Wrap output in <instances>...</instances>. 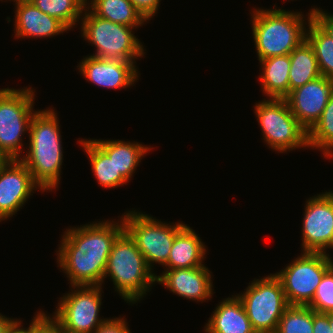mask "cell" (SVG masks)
<instances>
[{"mask_svg":"<svg viewBox=\"0 0 333 333\" xmlns=\"http://www.w3.org/2000/svg\"><path fill=\"white\" fill-rule=\"evenodd\" d=\"M124 230L120 221L102 220L64 231L56 251L70 286H102L112 245Z\"/></svg>","mask_w":333,"mask_h":333,"instance_id":"6da1fadb","label":"cell"},{"mask_svg":"<svg viewBox=\"0 0 333 333\" xmlns=\"http://www.w3.org/2000/svg\"><path fill=\"white\" fill-rule=\"evenodd\" d=\"M58 119L53 108L35 112L29 125V149L20 158L43 191L55 190L60 184L63 147Z\"/></svg>","mask_w":333,"mask_h":333,"instance_id":"7a4b0ae2","label":"cell"},{"mask_svg":"<svg viewBox=\"0 0 333 333\" xmlns=\"http://www.w3.org/2000/svg\"><path fill=\"white\" fill-rule=\"evenodd\" d=\"M312 11L305 19L302 12L284 9H255L251 14L252 37L258 60L290 54L306 40ZM307 20V21H305ZM307 22V23H306Z\"/></svg>","mask_w":333,"mask_h":333,"instance_id":"3957f363","label":"cell"},{"mask_svg":"<svg viewBox=\"0 0 333 333\" xmlns=\"http://www.w3.org/2000/svg\"><path fill=\"white\" fill-rule=\"evenodd\" d=\"M108 276L115 291L131 305L142 300L156 283V274L148 267L143 254L125 230L112 245L103 283Z\"/></svg>","mask_w":333,"mask_h":333,"instance_id":"277c9868","label":"cell"},{"mask_svg":"<svg viewBox=\"0 0 333 333\" xmlns=\"http://www.w3.org/2000/svg\"><path fill=\"white\" fill-rule=\"evenodd\" d=\"M80 21L82 37L96 48V53L91 56L135 64L136 59L144 56V46L133 31L139 27H128L102 19L87 7Z\"/></svg>","mask_w":333,"mask_h":333,"instance_id":"5b68a950","label":"cell"},{"mask_svg":"<svg viewBox=\"0 0 333 333\" xmlns=\"http://www.w3.org/2000/svg\"><path fill=\"white\" fill-rule=\"evenodd\" d=\"M33 89H0V156L3 160L20 159L24 153L22 135L29 132L31 118L36 112Z\"/></svg>","mask_w":333,"mask_h":333,"instance_id":"8992f818","label":"cell"},{"mask_svg":"<svg viewBox=\"0 0 333 333\" xmlns=\"http://www.w3.org/2000/svg\"><path fill=\"white\" fill-rule=\"evenodd\" d=\"M254 113L266 145L278 153L308 147V131L298 122L285 99L264 98Z\"/></svg>","mask_w":333,"mask_h":333,"instance_id":"52a82bcc","label":"cell"},{"mask_svg":"<svg viewBox=\"0 0 333 333\" xmlns=\"http://www.w3.org/2000/svg\"><path fill=\"white\" fill-rule=\"evenodd\" d=\"M236 296L256 333H275L283 312L290 306L275 274L255 278L243 293Z\"/></svg>","mask_w":333,"mask_h":333,"instance_id":"ba28073f","label":"cell"},{"mask_svg":"<svg viewBox=\"0 0 333 333\" xmlns=\"http://www.w3.org/2000/svg\"><path fill=\"white\" fill-rule=\"evenodd\" d=\"M124 230L143 254L148 267L167 263L175 235L186 225L182 222L165 223L153 216L136 210L125 212L122 216ZM155 263V264H153Z\"/></svg>","mask_w":333,"mask_h":333,"instance_id":"9c48e42d","label":"cell"},{"mask_svg":"<svg viewBox=\"0 0 333 333\" xmlns=\"http://www.w3.org/2000/svg\"><path fill=\"white\" fill-rule=\"evenodd\" d=\"M49 318L68 333H93L107 318H99L102 286H71Z\"/></svg>","mask_w":333,"mask_h":333,"instance_id":"30bf717a","label":"cell"},{"mask_svg":"<svg viewBox=\"0 0 333 333\" xmlns=\"http://www.w3.org/2000/svg\"><path fill=\"white\" fill-rule=\"evenodd\" d=\"M329 253L302 252L290 264L274 273L281 281L289 305L307 306L324 274L332 267Z\"/></svg>","mask_w":333,"mask_h":333,"instance_id":"8fae6325","label":"cell"},{"mask_svg":"<svg viewBox=\"0 0 333 333\" xmlns=\"http://www.w3.org/2000/svg\"><path fill=\"white\" fill-rule=\"evenodd\" d=\"M302 223V251L327 253L333 243V191L310 197Z\"/></svg>","mask_w":333,"mask_h":333,"instance_id":"7c38bea8","label":"cell"},{"mask_svg":"<svg viewBox=\"0 0 333 333\" xmlns=\"http://www.w3.org/2000/svg\"><path fill=\"white\" fill-rule=\"evenodd\" d=\"M38 189L44 192L20 159L2 160L0 162V219L4 221L13 217Z\"/></svg>","mask_w":333,"mask_h":333,"instance_id":"4fadbf2b","label":"cell"},{"mask_svg":"<svg viewBox=\"0 0 333 333\" xmlns=\"http://www.w3.org/2000/svg\"><path fill=\"white\" fill-rule=\"evenodd\" d=\"M333 95V79L320 76L290 91L284 98L298 122L309 131Z\"/></svg>","mask_w":333,"mask_h":333,"instance_id":"5bb4252c","label":"cell"},{"mask_svg":"<svg viewBox=\"0 0 333 333\" xmlns=\"http://www.w3.org/2000/svg\"><path fill=\"white\" fill-rule=\"evenodd\" d=\"M77 68L85 80L107 89L134 86L139 78L134 62L100 59L91 55L84 56Z\"/></svg>","mask_w":333,"mask_h":333,"instance_id":"9a60e30c","label":"cell"},{"mask_svg":"<svg viewBox=\"0 0 333 333\" xmlns=\"http://www.w3.org/2000/svg\"><path fill=\"white\" fill-rule=\"evenodd\" d=\"M212 272L208 267L164 269L156 275V283L163 284L170 292L187 300L206 302L213 293Z\"/></svg>","mask_w":333,"mask_h":333,"instance_id":"2e32d148","label":"cell"},{"mask_svg":"<svg viewBox=\"0 0 333 333\" xmlns=\"http://www.w3.org/2000/svg\"><path fill=\"white\" fill-rule=\"evenodd\" d=\"M15 2V38H50L69 29L57 18L39 10L29 0Z\"/></svg>","mask_w":333,"mask_h":333,"instance_id":"e0dca14e","label":"cell"},{"mask_svg":"<svg viewBox=\"0 0 333 333\" xmlns=\"http://www.w3.org/2000/svg\"><path fill=\"white\" fill-rule=\"evenodd\" d=\"M204 330L206 333H256L236 295L219 302Z\"/></svg>","mask_w":333,"mask_h":333,"instance_id":"ac0fdd59","label":"cell"},{"mask_svg":"<svg viewBox=\"0 0 333 333\" xmlns=\"http://www.w3.org/2000/svg\"><path fill=\"white\" fill-rule=\"evenodd\" d=\"M206 245L187 224L175 235L165 269L196 268L204 266Z\"/></svg>","mask_w":333,"mask_h":333,"instance_id":"d6986e66","label":"cell"},{"mask_svg":"<svg viewBox=\"0 0 333 333\" xmlns=\"http://www.w3.org/2000/svg\"><path fill=\"white\" fill-rule=\"evenodd\" d=\"M109 157L113 159L116 175H121L127 182L131 180L137 166L151 149L139 142L124 140L92 139Z\"/></svg>","mask_w":333,"mask_h":333,"instance_id":"ffe728a7","label":"cell"},{"mask_svg":"<svg viewBox=\"0 0 333 333\" xmlns=\"http://www.w3.org/2000/svg\"><path fill=\"white\" fill-rule=\"evenodd\" d=\"M261 90L268 98L284 99L289 94L290 56H273L259 60Z\"/></svg>","mask_w":333,"mask_h":333,"instance_id":"44dd1931","label":"cell"},{"mask_svg":"<svg viewBox=\"0 0 333 333\" xmlns=\"http://www.w3.org/2000/svg\"><path fill=\"white\" fill-rule=\"evenodd\" d=\"M86 7L102 19L128 27H142L147 23L131 0H86Z\"/></svg>","mask_w":333,"mask_h":333,"instance_id":"7402d4cb","label":"cell"},{"mask_svg":"<svg viewBox=\"0 0 333 333\" xmlns=\"http://www.w3.org/2000/svg\"><path fill=\"white\" fill-rule=\"evenodd\" d=\"M289 93L321 76L313 47L305 40L290 54Z\"/></svg>","mask_w":333,"mask_h":333,"instance_id":"603a6c76","label":"cell"},{"mask_svg":"<svg viewBox=\"0 0 333 333\" xmlns=\"http://www.w3.org/2000/svg\"><path fill=\"white\" fill-rule=\"evenodd\" d=\"M78 142L90 159L92 172L101 187L117 188L128 183L121 175H116L113 159H110L93 140L81 139Z\"/></svg>","mask_w":333,"mask_h":333,"instance_id":"cb8c5ba5","label":"cell"},{"mask_svg":"<svg viewBox=\"0 0 333 333\" xmlns=\"http://www.w3.org/2000/svg\"><path fill=\"white\" fill-rule=\"evenodd\" d=\"M306 40L313 47L321 76L333 79V39L313 19L308 23Z\"/></svg>","mask_w":333,"mask_h":333,"instance_id":"d4e9b609","label":"cell"},{"mask_svg":"<svg viewBox=\"0 0 333 333\" xmlns=\"http://www.w3.org/2000/svg\"><path fill=\"white\" fill-rule=\"evenodd\" d=\"M39 10L57 18L69 30L77 26L86 7V0H29Z\"/></svg>","mask_w":333,"mask_h":333,"instance_id":"484cf974","label":"cell"},{"mask_svg":"<svg viewBox=\"0 0 333 333\" xmlns=\"http://www.w3.org/2000/svg\"><path fill=\"white\" fill-rule=\"evenodd\" d=\"M321 151L324 158L333 159V95L320 117L308 131V148Z\"/></svg>","mask_w":333,"mask_h":333,"instance_id":"4316f807","label":"cell"},{"mask_svg":"<svg viewBox=\"0 0 333 333\" xmlns=\"http://www.w3.org/2000/svg\"><path fill=\"white\" fill-rule=\"evenodd\" d=\"M275 333H313V310L309 306L290 305Z\"/></svg>","mask_w":333,"mask_h":333,"instance_id":"83f0119b","label":"cell"},{"mask_svg":"<svg viewBox=\"0 0 333 333\" xmlns=\"http://www.w3.org/2000/svg\"><path fill=\"white\" fill-rule=\"evenodd\" d=\"M307 306L317 313H333V265L324 274L312 301Z\"/></svg>","mask_w":333,"mask_h":333,"instance_id":"f1b7e54d","label":"cell"},{"mask_svg":"<svg viewBox=\"0 0 333 333\" xmlns=\"http://www.w3.org/2000/svg\"><path fill=\"white\" fill-rule=\"evenodd\" d=\"M32 320L28 328H23L21 320L17 319L6 333H37L46 324V313L38 311Z\"/></svg>","mask_w":333,"mask_h":333,"instance_id":"f546056e","label":"cell"},{"mask_svg":"<svg viewBox=\"0 0 333 333\" xmlns=\"http://www.w3.org/2000/svg\"><path fill=\"white\" fill-rule=\"evenodd\" d=\"M124 317L107 318L93 333H131Z\"/></svg>","mask_w":333,"mask_h":333,"instance_id":"4dcf8cb0","label":"cell"},{"mask_svg":"<svg viewBox=\"0 0 333 333\" xmlns=\"http://www.w3.org/2000/svg\"><path fill=\"white\" fill-rule=\"evenodd\" d=\"M312 9V19L333 39V14L323 11L320 7Z\"/></svg>","mask_w":333,"mask_h":333,"instance_id":"1f68e13d","label":"cell"},{"mask_svg":"<svg viewBox=\"0 0 333 333\" xmlns=\"http://www.w3.org/2000/svg\"><path fill=\"white\" fill-rule=\"evenodd\" d=\"M135 8L147 20H151L158 11L161 0H131Z\"/></svg>","mask_w":333,"mask_h":333,"instance_id":"d6a6232c","label":"cell"},{"mask_svg":"<svg viewBox=\"0 0 333 333\" xmlns=\"http://www.w3.org/2000/svg\"><path fill=\"white\" fill-rule=\"evenodd\" d=\"M313 333H332L329 313H317L313 310Z\"/></svg>","mask_w":333,"mask_h":333,"instance_id":"836d02e7","label":"cell"},{"mask_svg":"<svg viewBox=\"0 0 333 333\" xmlns=\"http://www.w3.org/2000/svg\"><path fill=\"white\" fill-rule=\"evenodd\" d=\"M16 320L17 319L8 318L0 313V333H6V331Z\"/></svg>","mask_w":333,"mask_h":333,"instance_id":"e575fe53","label":"cell"},{"mask_svg":"<svg viewBox=\"0 0 333 333\" xmlns=\"http://www.w3.org/2000/svg\"><path fill=\"white\" fill-rule=\"evenodd\" d=\"M37 333H56V324L46 314V324Z\"/></svg>","mask_w":333,"mask_h":333,"instance_id":"d590c367","label":"cell"},{"mask_svg":"<svg viewBox=\"0 0 333 333\" xmlns=\"http://www.w3.org/2000/svg\"><path fill=\"white\" fill-rule=\"evenodd\" d=\"M329 325L333 333V313H329Z\"/></svg>","mask_w":333,"mask_h":333,"instance_id":"8d00e7d4","label":"cell"},{"mask_svg":"<svg viewBox=\"0 0 333 333\" xmlns=\"http://www.w3.org/2000/svg\"><path fill=\"white\" fill-rule=\"evenodd\" d=\"M56 333H68V332L62 330L61 328H59V327L56 325Z\"/></svg>","mask_w":333,"mask_h":333,"instance_id":"74e56055","label":"cell"}]
</instances>
